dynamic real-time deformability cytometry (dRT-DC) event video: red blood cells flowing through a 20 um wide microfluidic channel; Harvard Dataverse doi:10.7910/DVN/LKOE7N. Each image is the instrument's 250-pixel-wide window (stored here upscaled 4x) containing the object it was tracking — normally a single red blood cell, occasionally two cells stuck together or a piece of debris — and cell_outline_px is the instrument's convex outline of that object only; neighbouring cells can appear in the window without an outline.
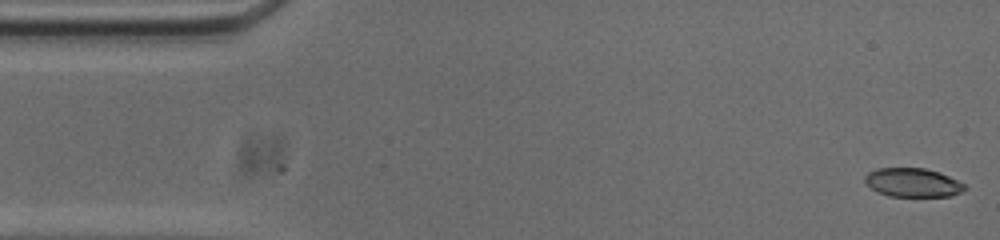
{"species": "common noctule bat (a hibernating species)", "species_latin": "Nyctalus noctula", "temperature_condition": "cold", "stored_images_in_passage": 3, "camera_frame_rate_fps": 3000, "um_per_image_px": 0.085, "animal": {"sex": "male", "body_mass_g": 20.0, "forearm_length_mm": 53.3}, "frame": {"image": 1, "passage_image": 3, "time_ms": 0.667, "image_size_px": [1000, 240], "cell_outline_px": [[968, 188], [964, 192], [952, 196], [888, 196], [872, 188], [864, 180], [864, 176], [868, 172], [876, 168], [924, 168], [940, 172], [964, 184]], "centroid_in_image_um": [77.62, 15.51], "position_along_channel_um": 7.4, "area_um2": 16.76}}